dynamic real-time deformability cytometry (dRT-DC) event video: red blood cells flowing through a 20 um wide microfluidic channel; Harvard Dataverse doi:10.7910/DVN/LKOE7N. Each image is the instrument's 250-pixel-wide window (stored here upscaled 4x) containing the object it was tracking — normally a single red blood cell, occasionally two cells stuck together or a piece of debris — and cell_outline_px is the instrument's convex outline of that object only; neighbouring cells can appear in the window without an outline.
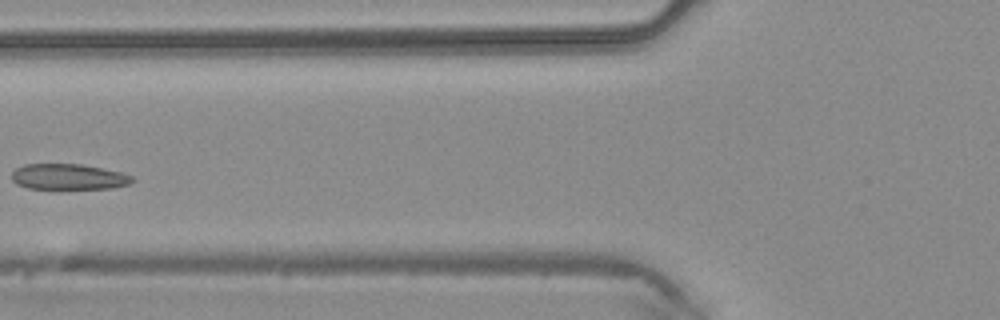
{"species": "common noctule bat (a hibernating species)", "species_latin": "Nyctalus noctula", "temperature_condition": "warm", "stored_images_in_passage": 5, "camera_frame_rate_fps": 3000, "um_per_image_px": 0.085, "animal": {"sex": "male", "body_mass_g": 20.4}, "frame": {"image": 1, "passage_image": 5, "time_ms": 1.333, "image_size_px": [1000, 320], "cell_outline_px": [[132, 180], [128, 184], [112, 188], [28, 188], [16, 184], [12, 180], [12, 172], [16, 168], [24, 164], [80, 164], [120, 172], [132, 176]], "centroid_in_image_um": [5.77, 15.02], "position_along_channel_um": 120.0, "area_um2": 17.74}}